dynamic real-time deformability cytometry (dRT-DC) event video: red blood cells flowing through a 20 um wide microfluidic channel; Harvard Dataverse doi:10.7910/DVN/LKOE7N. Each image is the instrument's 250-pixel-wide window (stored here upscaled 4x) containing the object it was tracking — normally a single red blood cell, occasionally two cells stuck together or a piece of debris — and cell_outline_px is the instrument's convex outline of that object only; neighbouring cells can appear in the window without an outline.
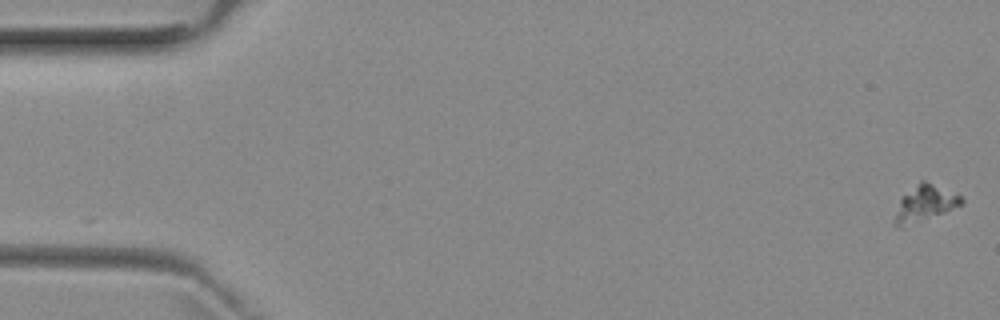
{"species": "common noctule bat (a hibernating species)", "species_latin": "Nyctalus noctula", "temperature_condition": "room temperature", "stored_images_in_passage": 6, "camera_frame_rate_fps": 3000, "um_per_image_px": 0.085, "animal": {"sex": "female", "body_mass_g": 29.2, "forearm_length_mm": 56.3}, "frame": {"image": 1, "passage_image": 1, "time_ms": 0.0, "image_size_px": [1000, 320], "cell_outline_px": [[964, 204], [944, 212], [900, 228], [896, 228], [892, 224], [900, 200], [920, 180], [924, 180], [960, 196], [964, 200]], "centroid_in_image_um": [78.59, 17.32], "position_along_channel_um": 6.4, "area_um2": 13.58}}
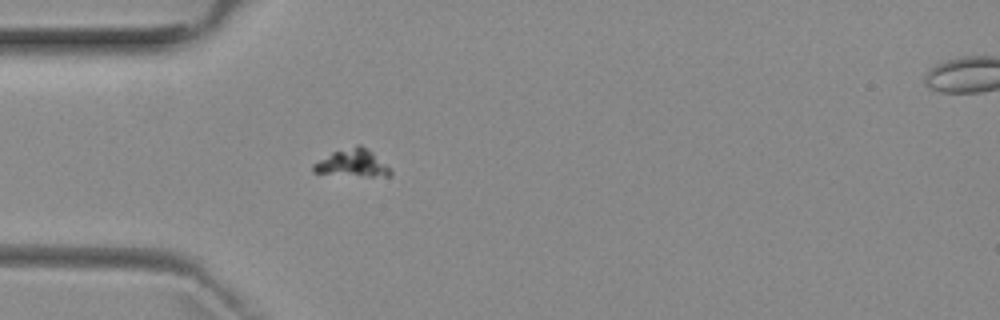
{"frame": {"image": 2, "passage_image": 5, "time_ms": 5.0, "image_size_px": [1000, 320], "cell_outline_px": [[392, 176], [368, 176], [312, 172], [312, 164], [332, 152], [356, 144], [360, 144], [372, 152], [392, 172]], "centroid_in_image_um": [29.93, 13.85], "position_along_channel_um": 55.1, "area_um2": 12.02}}